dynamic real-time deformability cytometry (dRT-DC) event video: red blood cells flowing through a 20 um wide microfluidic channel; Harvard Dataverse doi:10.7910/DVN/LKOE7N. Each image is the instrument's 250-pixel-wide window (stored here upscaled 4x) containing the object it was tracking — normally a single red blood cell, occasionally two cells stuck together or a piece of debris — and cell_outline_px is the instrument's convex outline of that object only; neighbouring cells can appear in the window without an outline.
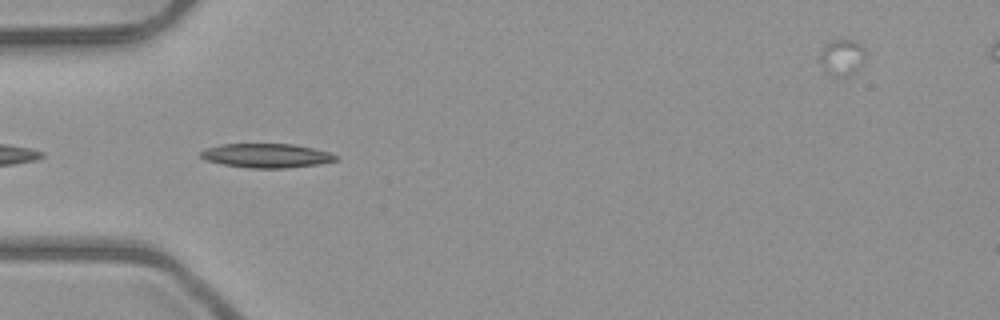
{"species": "common noctule bat (a hibernating species)", "species_latin": "Nyctalus noctula", "temperature_condition": "room temperature", "stored_images_in_passage": 5, "camera_frame_rate_fps": 3000, "um_per_image_px": 0.085, "animal": {"sex": "male", "body_mass_g": 23.1, "forearm_length_mm": 52.7}, "frame": {"image": 1, "passage_image": 3, "time_ms": 2.333, "image_size_px": [1000, 320], "cell_outline_px": [[340, 156], [336, 160], [320, 164], [284, 168], [248, 168], [224, 164], [204, 160], [200, 156], [200, 152], [204, 148], [220, 144], [292, 144], [312, 148], [328, 152]], "centroid_in_image_um": [22.62, 13.22], "position_along_channel_um": 62.4, "area_um2": 19.02}}
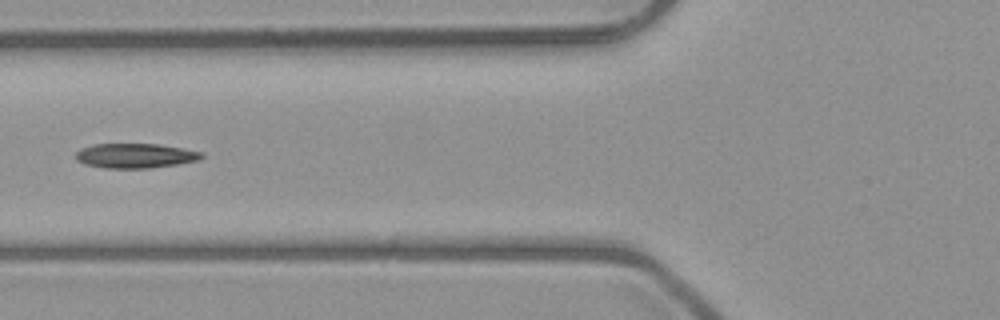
{"frame": {"image": 2, "passage_image": 4, "time_ms": 3.667, "image_size_px": [1000, 320], "cell_outline_px": [[204, 156], [200, 160], [176, 164], [148, 168], [104, 168], [84, 164], [76, 160], [76, 152], [80, 148], [92, 144], [156, 144], [204, 152]], "centroid_in_image_um": [11.47, 13.23], "position_along_channel_um": 114.3, "area_um2": 18.09}}
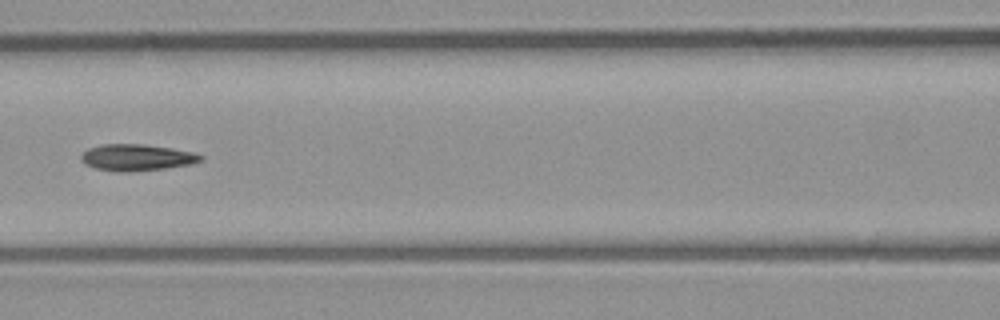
{"frame": {"image": 3, "passage_image": 5, "time_ms": 4.667, "image_size_px": [1000, 320], "cell_outline_px": [[204, 160], [192, 164], [164, 168], [128, 172], [116, 172], [96, 168], [84, 164], [80, 160], [80, 156], [88, 148], [104, 144], [144, 144], [172, 148], [192, 152], [204, 156]], "centroid_in_image_um": [11.62, 13.39], "position_along_channel_um": 155.0, "area_um2": 18.55}}